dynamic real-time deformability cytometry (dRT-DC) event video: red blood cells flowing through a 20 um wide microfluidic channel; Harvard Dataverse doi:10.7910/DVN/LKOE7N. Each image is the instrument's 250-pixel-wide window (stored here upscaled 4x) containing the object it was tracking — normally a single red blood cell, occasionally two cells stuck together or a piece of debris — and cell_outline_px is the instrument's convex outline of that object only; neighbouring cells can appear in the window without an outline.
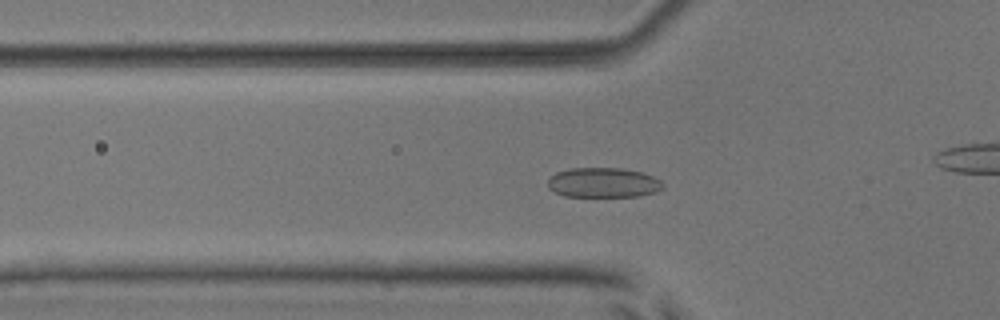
{"species": "common noctule bat (a hibernating species)", "species_latin": "Nyctalus noctula", "temperature_condition": "room temperature", "stored_images_in_passage": 55, "camera_frame_rate_fps": 3000, "um_per_image_px": 0.085, "animal": {"sex": "male", "body_mass_g": 17.9, "forearm_length_mm": 54.2}, "frame": {"image": 1, "passage_image": 19, "time_ms": 6.0, "image_size_px": [1000, 320], "cell_outline_px": [[664, 188], [656, 192], [640, 196], [564, 196], [548, 188], [548, 180], [556, 172], [568, 168], [620, 168], [640, 172], [652, 176], [660, 180], [664, 184]], "centroid_in_image_um": [51.29, 15.52], "position_along_channel_um": 74.5, "area_um2": 20.0}}
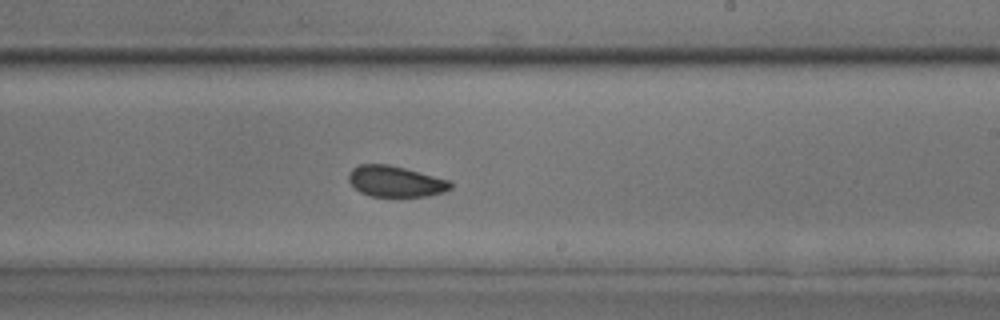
{"frame": {"image": 2, "passage_image": 33, "time_ms": 10.667, "image_size_px": [1000, 320], "cell_outline_px": [[452, 188], [444, 192], [428, 196], [368, 196], [360, 192], [348, 180], [348, 172], [352, 168], [360, 164], [388, 164], [404, 168], [448, 180], [452, 184]], "centroid_in_image_um": [33.59, 15.42], "position_along_channel_um": 255.4, "area_um2": 18.26}}
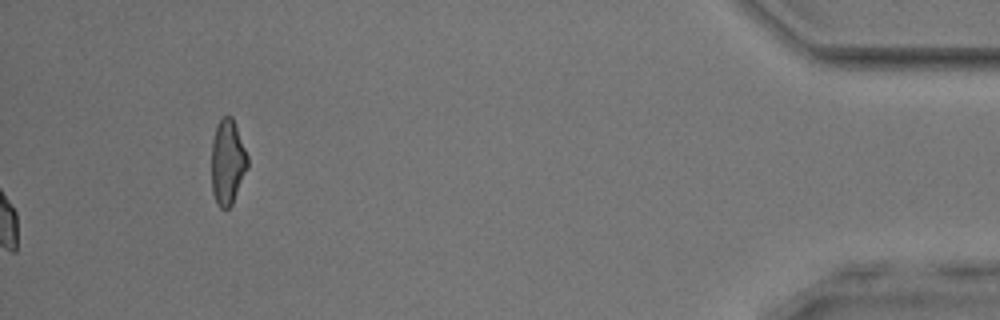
{"frame": {"image": 3, "passage_image": 55, "time_ms": 18.0, "image_size_px": [1000, 320], "cell_outline_px": [[248, 168], [232, 204], [228, 208], [220, 208], [216, 204], [212, 192], [212, 140], [216, 124], [224, 116], [232, 116], [248, 156]], "centroid_in_image_um": [19.34, 13.79], "position_along_channel_um": 415.9, "area_um2": 17.98}, "authors_computed_cell_mechanics": {"area_um2": 19.074, "velocity_mm_per_s": 3.8836, "shape_relaxation_time_tau1_ms": 2.6587, "shape_relaxation_time_tau2_ms": 1.8395, "deformation_change_tau1": 0.054, "deformation_change_tau2": 0.0426}}